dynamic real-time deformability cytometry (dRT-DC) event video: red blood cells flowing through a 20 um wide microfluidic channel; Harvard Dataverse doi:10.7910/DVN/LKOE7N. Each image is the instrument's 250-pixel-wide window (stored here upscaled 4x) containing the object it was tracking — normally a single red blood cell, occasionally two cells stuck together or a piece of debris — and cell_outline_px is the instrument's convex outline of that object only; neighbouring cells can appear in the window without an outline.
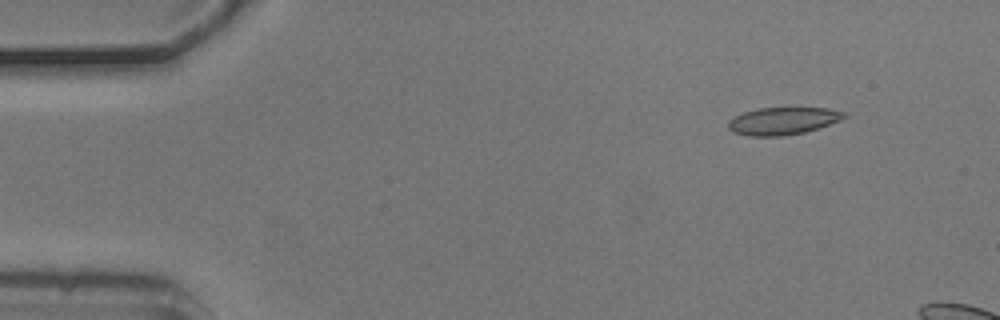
{"species": "common noctule bat (a hibernating species)", "species_latin": "Nyctalus noctula", "temperature_condition": "cold", "stored_images_in_passage": 4, "camera_frame_rate_fps": 3000, "um_per_image_px": 0.085, "animal": {"sex": "male", "body_mass_g": 20.5, "forearm_length_mm": 52.5}, "frame": {"image": 1, "passage_image": 2, "time_ms": 0.333, "image_size_px": [1000, 320], "cell_outline_px": [[848, 116], [840, 120], [804, 132], [780, 136], [748, 136], [732, 132], [728, 128], [728, 120], [744, 112], [760, 108], [828, 108], [848, 112]], "centroid_in_image_um": [66.55, 10.27], "position_along_channel_um": 18.5, "area_um2": 18.44}}